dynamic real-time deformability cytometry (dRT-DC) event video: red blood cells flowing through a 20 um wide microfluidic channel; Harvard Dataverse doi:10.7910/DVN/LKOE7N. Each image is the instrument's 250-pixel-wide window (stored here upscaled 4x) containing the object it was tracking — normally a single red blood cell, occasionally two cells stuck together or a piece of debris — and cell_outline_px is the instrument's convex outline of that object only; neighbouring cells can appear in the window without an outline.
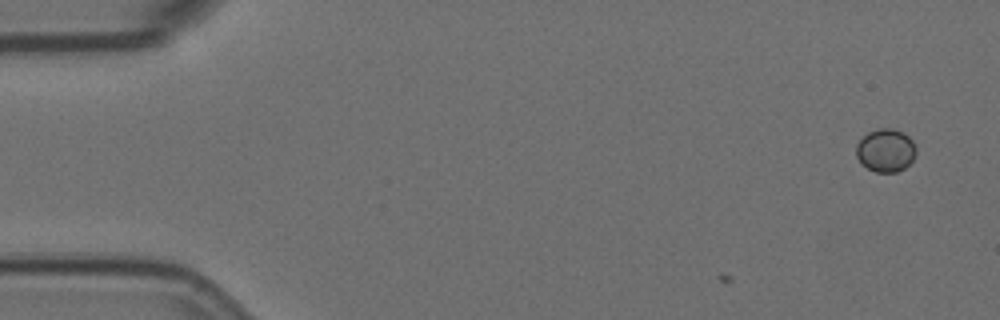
{"species": "Egyptian fruit bat (a non-hibernating species)", "species_latin": "Rousettus aegyptiacus", "temperature_condition": "room temperature", "stored_images_in_passage": 4, "camera_frame_rate_fps": 3000, "um_per_image_px": 0.085, "animal": {"sex": "female"}, "frame": {"image": 1, "passage_image": 4, "time_ms": 1.0, "image_size_px": [1000, 320], "cell_outline_px": [[916, 156], [904, 168], [896, 172], [876, 172], [860, 164], [856, 156], [856, 144], [868, 132], [880, 128], [892, 128], [904, 132], [912, 140], [916, 148]], "centroid_in_image_um": [75.28, 12.78], "position_along_channel_um": 9.7, "area_um2": 15.14}}